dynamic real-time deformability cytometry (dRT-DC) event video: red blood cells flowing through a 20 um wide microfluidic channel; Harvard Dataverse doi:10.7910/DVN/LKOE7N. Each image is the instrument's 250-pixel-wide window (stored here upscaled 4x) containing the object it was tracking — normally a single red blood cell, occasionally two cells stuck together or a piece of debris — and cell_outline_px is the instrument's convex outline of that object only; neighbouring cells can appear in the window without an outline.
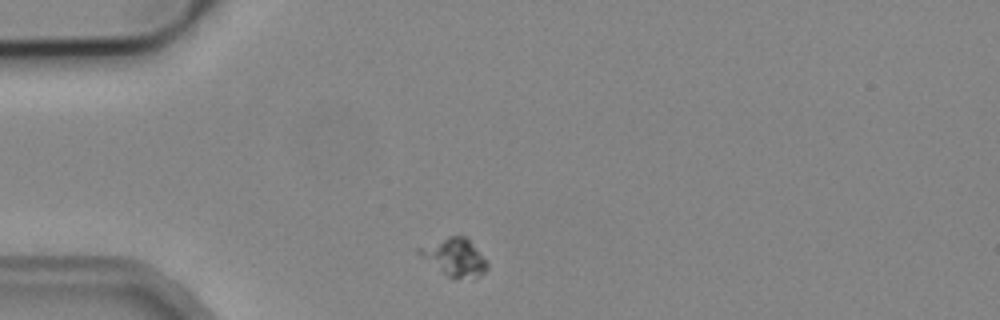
{"species": "common noctule bat (a hibernating species)", "species_latin": "Nyctalus noctula", "temperature_condition": "cold", "stored_images_in_passage": 6, "camera_frame_rate_fps": 3000, "um_per_image_px": 0.085, "animal": {"sex": "male", "body_mass_g": 19.2, "forearm_length_mm": 51.8}, "frame": {"image": 1, "passage_image": 1, "time_ms": 0.0, "image_size_px": [1000, 320], "cell_outline_px": [[488, 268], [480, 276], [456, 280], [452, 280], [420, 256], [416, 252], [416, 248], [448, 236], [464, 236], [488, 260]], "centroid_in_image_um": [38.64, 21.89], "position_along_channel_um": 46.4, "area_um2": 15.09}}
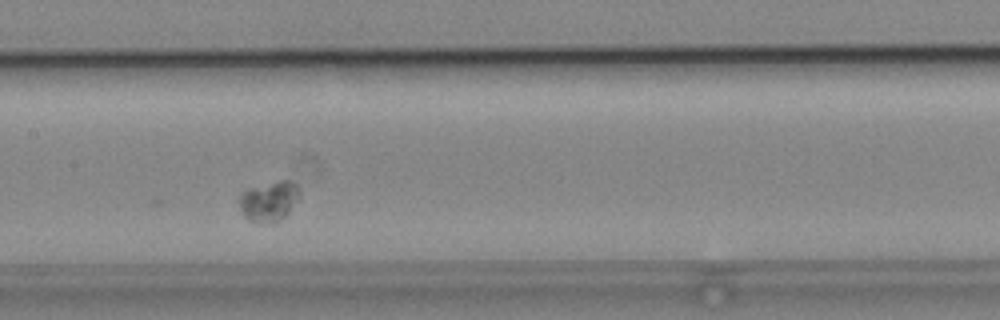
{"frame": {"image": 2, "passage_image": 5, "time_ms": 4.667, "image_size_px": [1000, 320], "cell_outline_px": [[300, 200], [288, 216], [276, 224], [272, 224], [248, 220], [244, 216], [240, 208], [240, 196], [248, 188], [280, 180], [292, 180], [296, 184], [300, 192]], "centroid_in_image_um": [22.95, 17.13], "position_along_channel_um": 184.4, "area_um2": 14.57}}
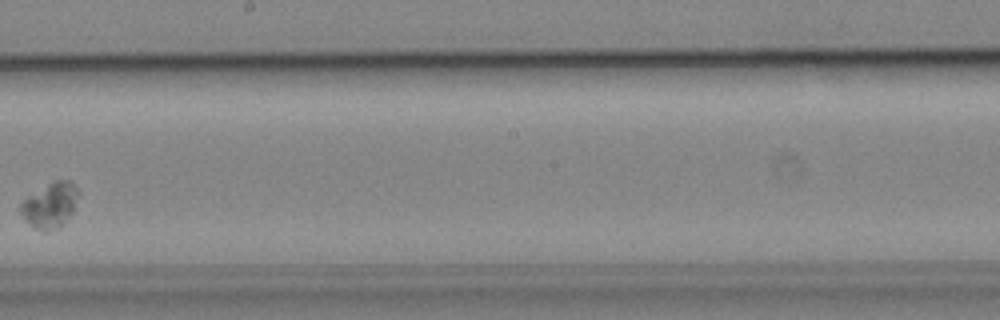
{"frame": {"image": 3, "passage_image": 6, "time_ms": 6.333, "image_size_px": [1000, 320], "cell_outline_px": [[80, 196], [72, 212], [64, 224], [44, 232], [36, 228], [20, 212], [20, 204], [28, 196], [48, 184], [56, 180], [68, 180], [80, 192]], "centroid_in_image_um": [4.3, 17.43], "position_along_channel_um": 243.9, "area_um2": 14.8}}